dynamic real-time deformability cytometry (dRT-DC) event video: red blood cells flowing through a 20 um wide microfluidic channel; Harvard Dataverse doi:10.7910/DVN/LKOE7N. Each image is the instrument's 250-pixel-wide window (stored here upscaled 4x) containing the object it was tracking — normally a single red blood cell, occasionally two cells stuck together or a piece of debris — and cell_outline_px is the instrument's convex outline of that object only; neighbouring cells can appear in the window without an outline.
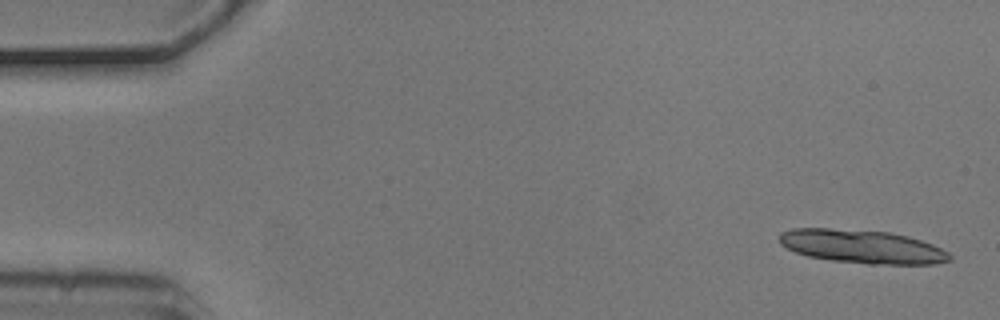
{"species": "common noctule bat (a hibernating species)", "species_latin": "Nyctalus noctula", "temperature_condition": "cold", "stored_images_in_passage": 5, "camera_frame_rate_fps": 3000, "um_per_image_px": 0.085, "animal": {"sex": "male", "body_mass_g": 20.5, "forearm_length_mm": 52.5}, "frame": {"image": 1, "passage_image": 1, "time_ms": 0.0, "image_size_px": [1000, 320], "cell_outline_px": [[952, 260], [936, 264], [868, 264], [832, 260], [808, 256], [796, 252], [780, 244], [780, 232], [792, 228], [828, 228], [888, 232], [908, 236], [932, 244], [948, 252], [952, 256]], "centroid_in_image_um": [73.29, 20.96], "position_along_channel_um": 11.7, "area_um2": 33.18}}